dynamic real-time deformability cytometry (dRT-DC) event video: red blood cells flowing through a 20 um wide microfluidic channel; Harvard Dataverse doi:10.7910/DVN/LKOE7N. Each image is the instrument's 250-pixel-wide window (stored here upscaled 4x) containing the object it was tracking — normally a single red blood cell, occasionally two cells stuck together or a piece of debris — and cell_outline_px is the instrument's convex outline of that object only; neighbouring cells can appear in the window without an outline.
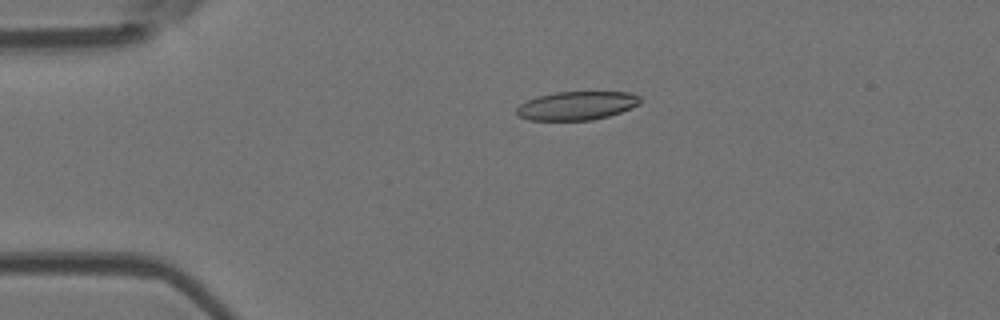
{"species": "Egyptian fruit bat (a non-hibernating species)", "species_latin": "Rousettus aegyptiacus", "temperature_condition": "room temperature", "stored_images_in_passage": 4, "camera_frame_rate_fps": 3000, "um_per_image_px": 0.085, "animal": {"sex": "female"}, "frame": {"image": 1, "passage_image": 3, "time_ms": 2.333, "image_size_px": [1000, 320], "cell_outline_px": [[640, 104], [620, 112], [608, 116], [592, 120], [528, 120], [520, 116], [516, 112], [516, 108], [520, 104], [528, 100], [540, 96], [556, 92], [628, 92], [640, 96]], "centroid_in_image_um": [49.03, 8.98], "position_along_channel_um": 36.0, "area_um2": 20.4}}